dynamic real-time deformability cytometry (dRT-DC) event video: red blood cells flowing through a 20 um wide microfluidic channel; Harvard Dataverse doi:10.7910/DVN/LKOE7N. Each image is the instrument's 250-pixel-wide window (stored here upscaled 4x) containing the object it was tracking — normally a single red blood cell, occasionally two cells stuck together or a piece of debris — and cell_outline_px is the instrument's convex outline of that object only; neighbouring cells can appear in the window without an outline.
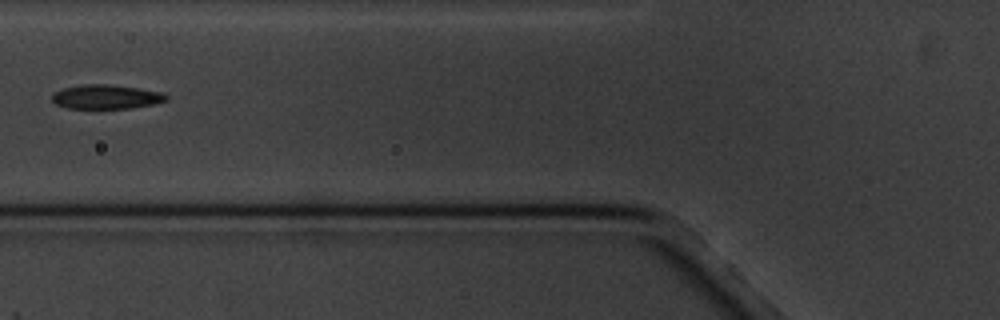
{"species": "common noctule bat (a hibernating species)", "species_latin": "Nyctalus noctula", "temperature_condition": "cold", "stored_images_in_passage": 2, "camera_frame_rate_fps": 3000, "um_per_image_px": 0.085, "animal": {"sex": "male", "body_mass_g": 20.1, "forearm_length_mm": 53.5}, "frame": {"image": 1, "passage_image": 2, "time_ms": 1.333, "image_size_px": [1000, 320], "cell_outline_px": [[168, 100], [152, 104], [132, 108], [68, 108], [56, 104], [52, 100], [52, 96], [56, 92], [64, 88], [80, 84], [108, 84], [164, 92], [168, 96]], "centroid_in_image_um": [9.05, 8.22], "position_along_channel_um": 116.8, "area_um2": 16.01}}